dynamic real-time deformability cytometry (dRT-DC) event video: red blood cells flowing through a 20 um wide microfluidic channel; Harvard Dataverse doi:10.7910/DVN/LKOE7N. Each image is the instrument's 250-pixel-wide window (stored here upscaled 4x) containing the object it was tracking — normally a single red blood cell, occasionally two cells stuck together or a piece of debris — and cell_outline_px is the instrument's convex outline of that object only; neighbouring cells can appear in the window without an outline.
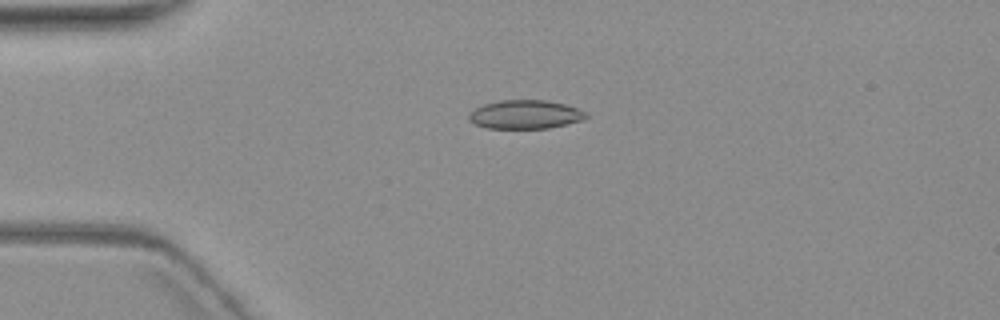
{"species": "common noctule bat (a hibernating species)", "species_latin": "Nyctalus noctula", "temperature_condition": "warm", "stored_images_in_passage": 6, "camera_frame_rate_fps": 3000, "um_per_image_px": 0.085, "animal": {"sex": "female", "body_mass_g": 19.3, "forearm_length_mm": 54.1}, "frame": {"image": 1, "passage_image": 4, "time_ms": 4.333, "image_size_px": [1000, 320], "cell_outline_px": [[588, 116], [580, 120], [548, 128], [484, 128], [472, 124], [468, 120], [468, 116], [476, 108], [484, 104], [500, 100], [544, 100], [564, 104], [588, 112]], "centroid_in_image_um": [44.6, 9.73], "position_along_channel_um": 40.4, "area_um2": 19.48}}
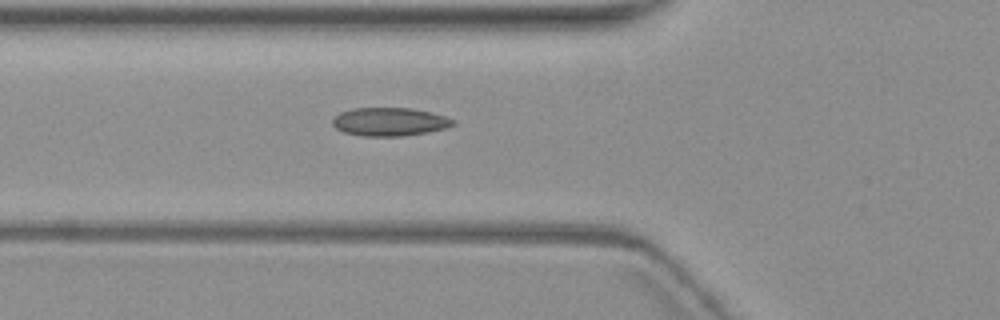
{"frame": {"image": 2, "passage_image": 6, "time_ms": 6.667, "image_size_px": [1000, 320], "cell_outline_px": [[456, 124], [444, 128], [428, 132], [404, 136], [360, 136], [344, 132], [336, 128], [332, 124], [332, 120], [340, 112], [352, 108], [412, 108], [432, 112], [456, 120]], "centroid_in_image_um": [33.12, 10.35], "position_along_channel_um": 92.7, "area_um2": 20.0}}